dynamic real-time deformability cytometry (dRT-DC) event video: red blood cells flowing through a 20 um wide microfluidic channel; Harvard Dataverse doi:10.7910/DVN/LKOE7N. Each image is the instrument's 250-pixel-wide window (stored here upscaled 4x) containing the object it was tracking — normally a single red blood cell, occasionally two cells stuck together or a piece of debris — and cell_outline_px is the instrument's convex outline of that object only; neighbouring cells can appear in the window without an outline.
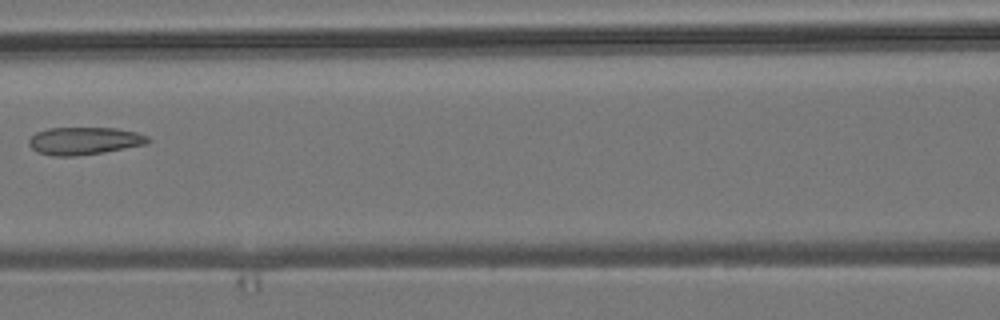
{"species": "common noctule bat (a hibernating species)", "species_latin": "Nyctalus noctula", "temperature_condition": "room temperature", "stored_images_in_passage": 8, "camera_frame_rate_fps": 3000, "um_per_image_px": 0.085, "animal": {"sex": "male", "body_mass_g": 19.2, "forearm_length_mm": 51.8}, "frame": {"image": 1, "passage_image": 7, "time_ms": 7.0, "image_size_px": [1000, 320], "cell_outline_px": [[152, 140], [148, 144], [76, 156], [52, 156], [36, 152], [28, 144], [28, 140], [36, 132], [48, 128], [116, 128], [136, 132], [148, 136]], "centroid_in_image_um": [7.15, 11.97], "position_along_channel_um": 159.4, "area_um2": 19.13}}
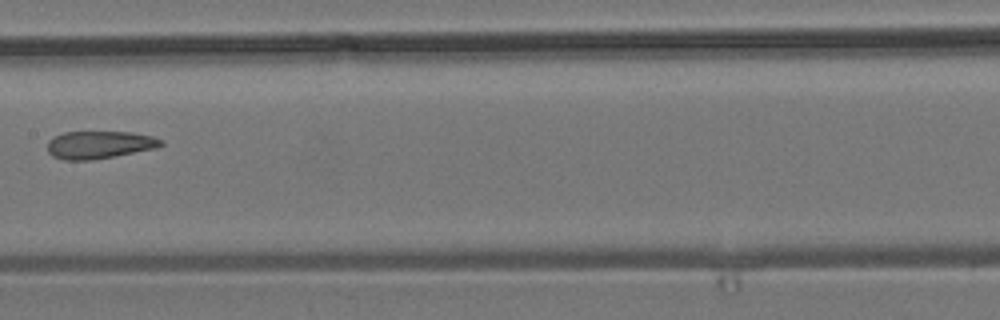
{"frame": {"image": 2, "passage_image": 8, "time_ms": 8.0, "image_size_px": [1000, 320], "cell_outline_px": [[164, 144], [156, 148], [92, 160], [64, 160], [52, 156], [48, 152], [48, 140], [64, 132], [132, 132], [152, 136], [164, 140]], "centroid_in_image_um": [8.45, 12.3], "position_along_channel_um": 198.9, "area_um2": 18.26}}